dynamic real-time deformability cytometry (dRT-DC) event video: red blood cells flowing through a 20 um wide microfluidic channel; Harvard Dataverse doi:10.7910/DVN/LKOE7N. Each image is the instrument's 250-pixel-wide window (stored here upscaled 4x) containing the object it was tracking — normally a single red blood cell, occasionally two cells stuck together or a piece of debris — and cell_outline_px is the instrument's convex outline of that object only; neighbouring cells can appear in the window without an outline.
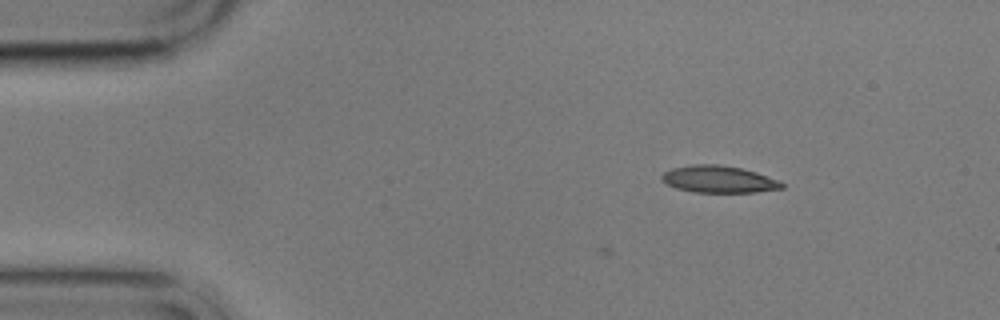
{"species": "common noctule bat (a hibernating species)", "species_latin": "Nyctalus noctula", "temperature_condition": "cold", "stored_images_in_passage": 6, "camera_frame_rate_fps": 3000, "um_per_image_px": 0.085, "animal": {"sex": "male", "body_mass_g": 17.9}, "frame": {"image": 1, "passage_image": 3, "time_ms": 2.333, "image_size_px": [1000, 320], "cell_outline_px": [[784, 188], [756, 192], [692, 192], [676, 188], [660, 180], [660, 176], [664, 172], [672, 168], [692, 164], [720, 164], [740, 168], [756, 172], [780, 180], [784, 184]], "centroid_in_image_um": [61.09, 15.23], "position_along_channel_um": 23.9, "area_um2": 19.02}}
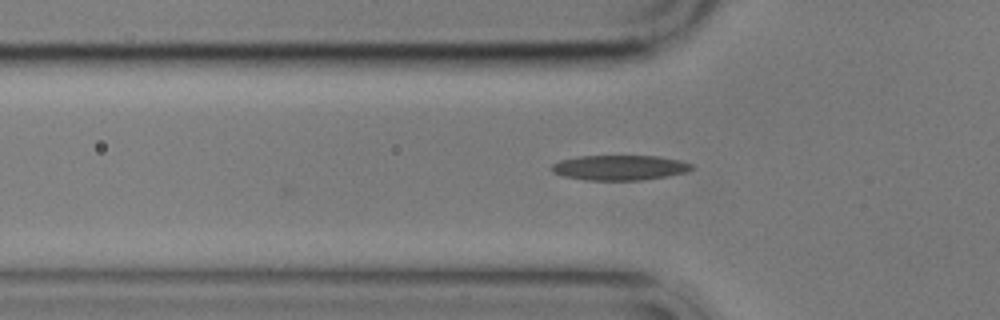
{"frame": {"image": 2, "passage_image": 6, "time_ms": 5.667, "image_size_px": [1000, 320], "cell_outline_px": [[692, 168], [684, 172], [664, 176], [640, 180], [584, 180], [564, 176], [552, 172], [552, 164], [560, 160], [580, 156], [656, 156], [680, 160], [692, 164]], "centroid_in_image_um": [52.62, 14.24], "position_along_channel_um": 73.2, "area_um2": 20.17}}